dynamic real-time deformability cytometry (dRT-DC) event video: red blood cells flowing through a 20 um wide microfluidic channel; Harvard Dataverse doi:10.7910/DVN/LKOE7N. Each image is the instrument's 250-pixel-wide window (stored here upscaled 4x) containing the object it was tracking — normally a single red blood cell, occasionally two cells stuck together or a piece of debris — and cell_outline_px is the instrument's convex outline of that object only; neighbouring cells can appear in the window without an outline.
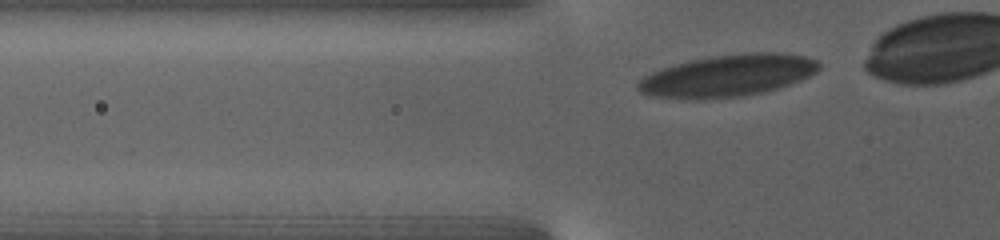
{"species": "human", "species_latin": "Homo sapiens", "temperature_condition": "warm", "stored_images_in_passage": 42, "camera_frame_rate_fps": 3000, "um_per_image_px": 0.085, "donor": {"sex": "female"}, "frame": {"image": 1, "passage_image": 2, "time_ms": 0.333, "image_size_px": [1000, 240], "cell_outline_px": [[820, 68], [816, 72], [800, 80], [776, 88], [760, 92], [740, 96], [648, 96], [640, 92], [636, 88], [636, 84], [644, 76], [652, 72], [676, 64], [692, 60], [712, 56], [748, 52], [776, 52], [804, 56], [816, 60], [820, 64]], "centroid_in_image_um": [61.91, 6.38], "position_along_channel_um": 63.9, "area_um2": 42.66}}
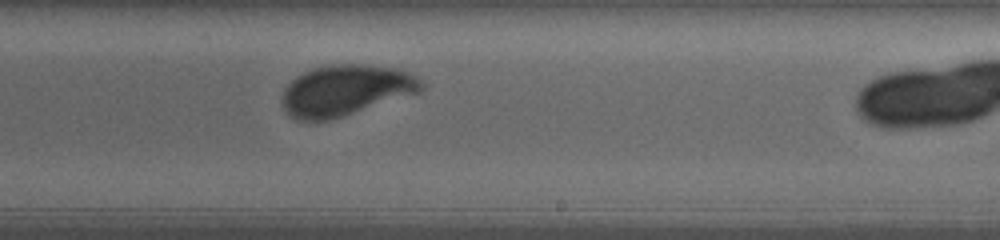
{"frame": {"image": 2, "passage_image": 23, "time_ms": 8.0, "image_size_px": [1000, 240], "cell_outline_px": [[424, 88], [416, 92], [344, 116], [328, 120], [296, 120], [284, 108], [284, 88], [300, 72], [312, 68], [328, 64], [368, 64], [400, 68], [416, 76], [424, 84]], "centroid_in_image_um": [29.37, 7.64], "position_along_channel_um": 259.6, "area_um2": 40.92}}
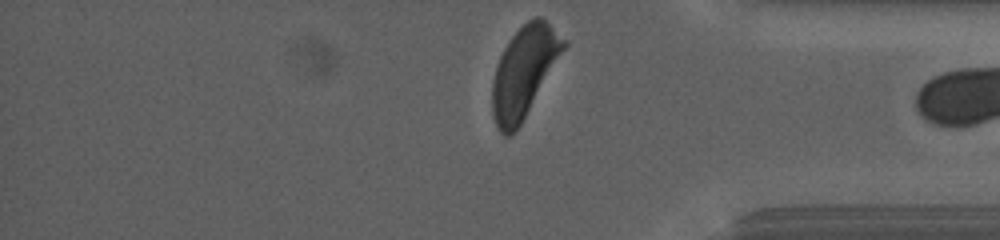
{"frame": {"image": 3, "passage_image": 41, "time_ms": 13.333, "image_size_px": [1000, 240], "cell_outline_px": [[568, 44], [520, 124], [508, 136], [504, 136], [500, 132], [492, 116], [492, 80], [496, 64], [504, 48], [512, 36], [528, 20], [536, 16], [540, 16], [568, 40]], "centroid_in_image_um": [44.54, 6.07], "position_along_channel_um": 390.7, "area_um2": 37.22}, "authors_computed_cell_mechanics": {"area_um2": 41.1825, "velocity_mm_per_s": 2.657, "shape_relaxation_time_tau1_ms": 3.7716, "shape_relaxation_time_tau2_ms": null, "deformation_change_tau1": 0.1428, "deformation_change_tau2": null}}